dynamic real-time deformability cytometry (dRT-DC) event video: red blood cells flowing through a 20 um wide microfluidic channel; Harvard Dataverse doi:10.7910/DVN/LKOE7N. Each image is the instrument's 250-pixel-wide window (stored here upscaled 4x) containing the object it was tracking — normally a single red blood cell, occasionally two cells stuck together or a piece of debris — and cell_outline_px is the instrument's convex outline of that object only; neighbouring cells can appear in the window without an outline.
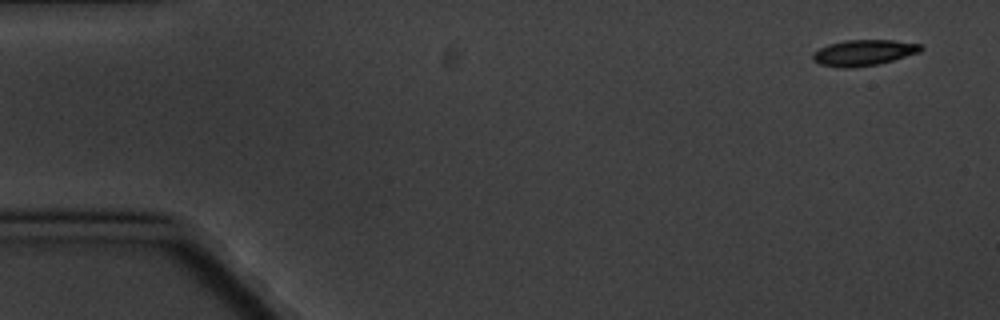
{"species": "common noctule bat (a hibernating species)", "species_latin": "Nyctalus noctula", "temperature_condition": "cold", "stored_images_in_passage": 5, "camera_frame_rate_fps": 3000, "um_per_image_px": 0.085, "animal": {"sex": "male", "body_mass_g": 20.1, "forearm_length_mm": 53.5}, "frame": {"image": 1, "passage_image": 1, "time_ms": 0.0, "image_size_px": [1000, 320], "cell_outline_px": [[924, 48], [920, 52], [892, 60], [876, 64], [852, 68], [840, 68], [820, 64], [812, 60], [812, 52], [828, 44], [844, 40], [892, 40], [920, 44]], "centroid_in_image_um": [73.37, 4.48], "position_along_channel_um": 11.6, "area_um2": 16.3}}